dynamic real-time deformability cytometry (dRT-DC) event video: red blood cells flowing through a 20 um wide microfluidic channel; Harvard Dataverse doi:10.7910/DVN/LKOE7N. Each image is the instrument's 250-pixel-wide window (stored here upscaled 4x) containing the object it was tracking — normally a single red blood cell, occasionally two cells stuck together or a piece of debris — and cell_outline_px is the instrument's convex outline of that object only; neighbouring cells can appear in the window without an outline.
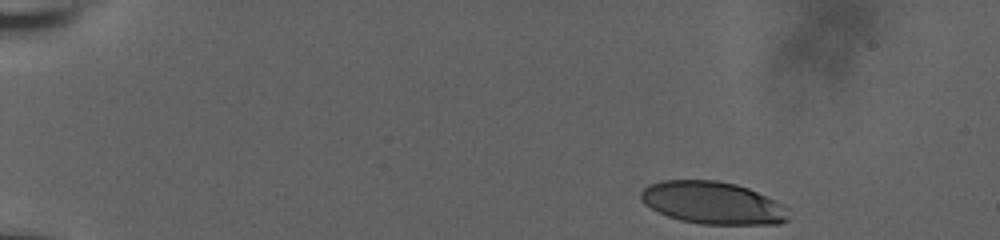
{"species": "human", "species_latin": "Homo sapiens", "temperature_condition": "room temperature", "stored_images_in_passage": 14, "camera_frame_rate_fps": 3000, "um_per_image_px": 0.085, "donor": {"sex": "male"}, "frame": {"image": 1, "passage_image": 1, "time_ms": 0.0, "image_size_px": [1000, 240], "cell_outline_px": [[788, 220], [780, 224], [700, 224], [680, 220], [668, 216], [644, 204], [640, 200], [640, 192], [648, 184], [660, 180], [716, 180], [736, 184], [748, 188], [776, 200], [784, 204], [788, 208]], "centroid_in_image_um": [60.59, 17.24], "position_along_channel_um": 24.4, "area_um2": 36.76}}
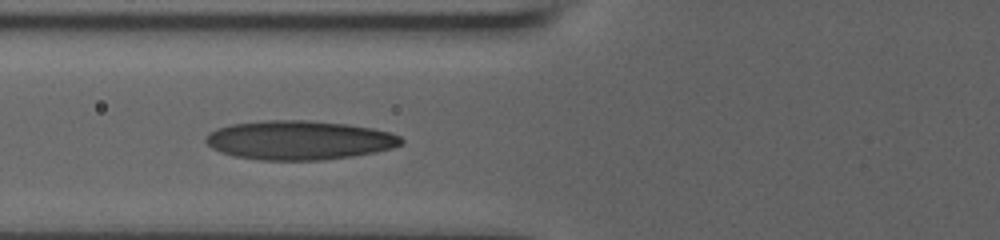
{"frame": {"image": 2, "passage_image": 12, "time_ms": 5.333, "image_size_px": [1000, 240], "cell_outline_px": [[404, 144], [392, 148], [376, 152], [352, 156], [324, 160], [260, 160], [232, 156], [220, 152], [212, 148], [204, 140], [208, 132], [216, 128], [228, 124], [268, 120], [308, 120], [348, 124], [372, 128], [392, 132], [400, 136], [404, 140]], "centroid_in_image_um": [25.43, 11.91], "position_along_channel_um": 100.4, "area_um2": 45.03}}
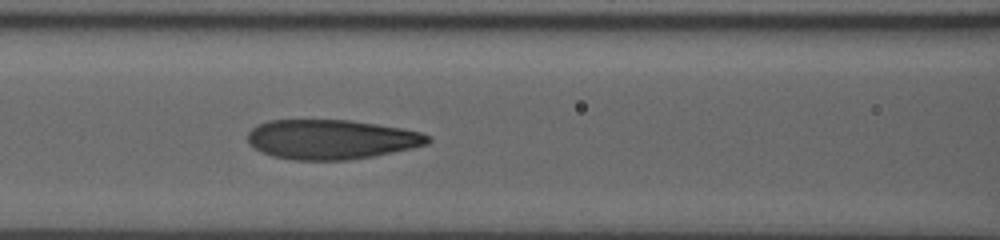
{"frame": {"image": 3, "passage_image": 14, "time_ms": 6.333, "image_size_px": [1000, 240], "cell_outline_px": [[432, 140], [428, 144], [412, 148], [372, 156], [348, 160], [292, 160], [272, 156], [260, 152], [248, 144], [248, 132], [256, 124], [268, 120], [352, 120], [400, 128], [420, 132], [432, 136]], "centroid_in_image_um": [28.13, 11.85], "position_along_channel_um": 138.5, "area_um2": 41.85}}